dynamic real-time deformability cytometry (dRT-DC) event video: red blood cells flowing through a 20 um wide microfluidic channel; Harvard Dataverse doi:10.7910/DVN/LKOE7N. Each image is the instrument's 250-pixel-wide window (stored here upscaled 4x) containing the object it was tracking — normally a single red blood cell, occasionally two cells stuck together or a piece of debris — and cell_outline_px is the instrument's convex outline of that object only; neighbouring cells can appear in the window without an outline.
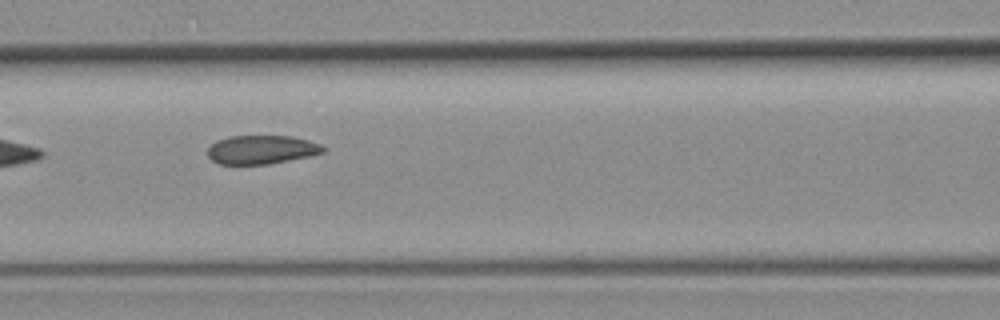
{"species": "common noctule bat (a hibernating species)", "species_latin": "Nyctalus noctula", "temperature_condition": "room temperature", "stored_images_in_passage": 7, "camera_frame_rate_fps": 3000, "um_per_image_px": 0.085, "animal": {"sex": "female", "body_mass_g": 19.3, "forearm_length_mm": 54.1}, "frame": {"image": 1, "passage_image": 7, "time_ms": 7.333, "image_size_px": [1000, 320], "cell_outline_px": [[324, 152], [308, 156], [268, 164], [216, 164], [208, 156], [208, 148], [216, 140], [228, 136], [292, 136], [308, 140], [320, 144], [324, 148]], "centroid_in_image_um": [22.19, 12.71], "position_along_channel_um": 144.4, "area_um2": 19.25}}